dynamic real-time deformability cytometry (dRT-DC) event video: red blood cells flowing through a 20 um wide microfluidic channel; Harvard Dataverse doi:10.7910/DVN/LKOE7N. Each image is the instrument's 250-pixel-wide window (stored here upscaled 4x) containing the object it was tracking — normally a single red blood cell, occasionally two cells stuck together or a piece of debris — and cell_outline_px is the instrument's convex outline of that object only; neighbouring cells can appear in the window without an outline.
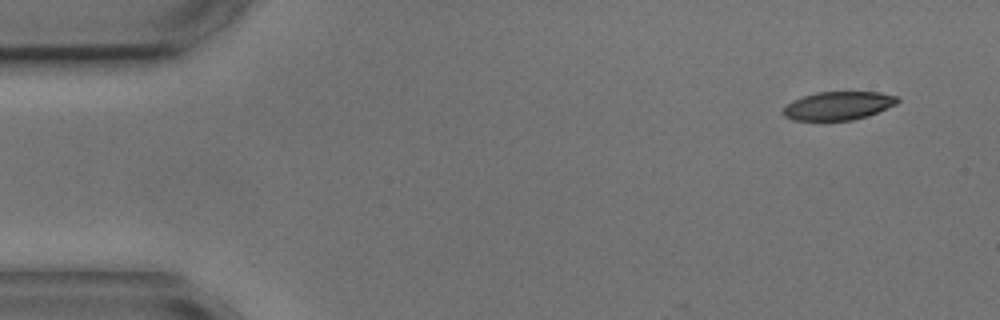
{"species": "common noctule bat (a hibernating species)", "species_latin": "Nyctalus noctula", "temperature_condition": "cold", "stored_images_in_passage": 3, "camera_frame_rate_fps": 3000, "um_per_image_px": 0.085, "animal": {"sex": "male", "body_mass_g": 17.9, "forearm_length_mm": 54.2}, "frame": {"image": 1, "passage_image": 1, "time_ms": 0.0, "image_size_px": [1000, 320], "cell_outline_px": [[900, 100], [896, 104], [868, 116], [852, 120], [792, 120], [784, 116], [784, 108], [792, 100], [816, 92], [880, 92], [900, 96]], "centroid_in_image_um": [71.29, 8.98], "position_along_channel_um": 13.7, "area_um2": 18.9}}